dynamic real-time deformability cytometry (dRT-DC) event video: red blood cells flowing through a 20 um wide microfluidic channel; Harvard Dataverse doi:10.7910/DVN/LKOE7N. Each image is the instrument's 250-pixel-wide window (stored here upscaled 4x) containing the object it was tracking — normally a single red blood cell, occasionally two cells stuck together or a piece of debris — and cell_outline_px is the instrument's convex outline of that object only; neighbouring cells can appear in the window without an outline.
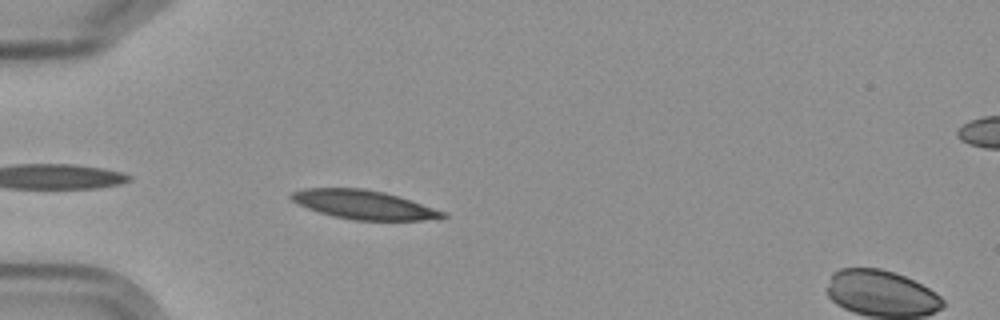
{"species": "Egyptian fruit bat (a non-hibernating species)", "species_latin": "Rousettus aegyptiacus", "temperature_condition": "cold", "stored_images_in_passage": 5, "segment_of_instrument_passage": [1, 2], "camera_frame_rate_fps": 3000, "um_per_image_px": 0.085, "frame": {"image": 1, "passage_image": 4, "time_ms": 4.333, "image_size_px": [1000, 320], "cell_outline_px": [[448, 216], [420, 220], [352, 220], [332, 216], [308, 208], [292, 200], [288, 196], [292, 192], [304, 188], [364, 188], [384, 192], [444, 212]], "centroid_in_image_um": [30.83, 17.39], "position_along_channel_um": 54.2, "area_um2": 24.97}}